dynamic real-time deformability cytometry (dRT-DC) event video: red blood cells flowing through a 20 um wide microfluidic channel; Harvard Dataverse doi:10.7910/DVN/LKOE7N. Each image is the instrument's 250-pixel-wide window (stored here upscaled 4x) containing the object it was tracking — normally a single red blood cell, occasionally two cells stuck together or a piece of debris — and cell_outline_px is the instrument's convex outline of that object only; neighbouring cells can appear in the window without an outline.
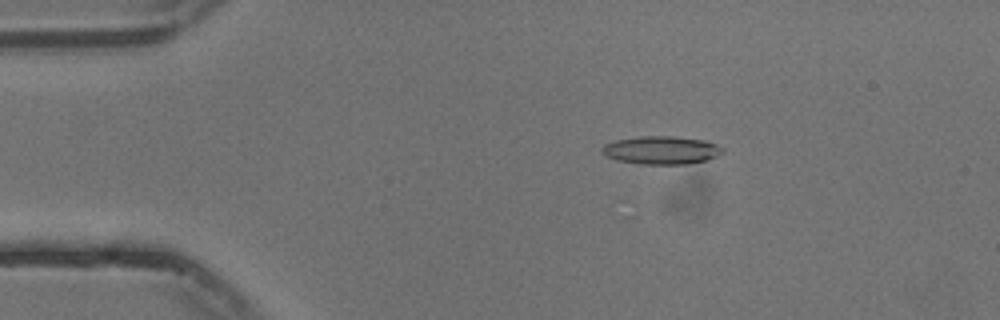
{"species": "common noctule bat (a hibernating species)", "species_latin": "Nyctalus noctula", "temperature_condition": "cold", "stored_images_in_passage": 55, "camera_frame_rate_fps": 3000, "um_per_image_px": 0.085, "animal": {"sex": "male", "body_mass_g": 13.3}, "frame": {"image": 1, "passage_image": 10, "time_ms": 3.0, "image_size_px": [1000, 320], "cell_outline_px": [[724, 152], [708, 160], [688, 164], [640, 164], [616, 160], [608, 156], [600, 148], [604, 144], [616, 140], [640, 136], [672, 136], [704, 140], [716, 144], [724, 148]], "centroid_in_image_um": [56.24, 12.76], "position_along_channel_um": 28.8, "area_um2": 19.77}}
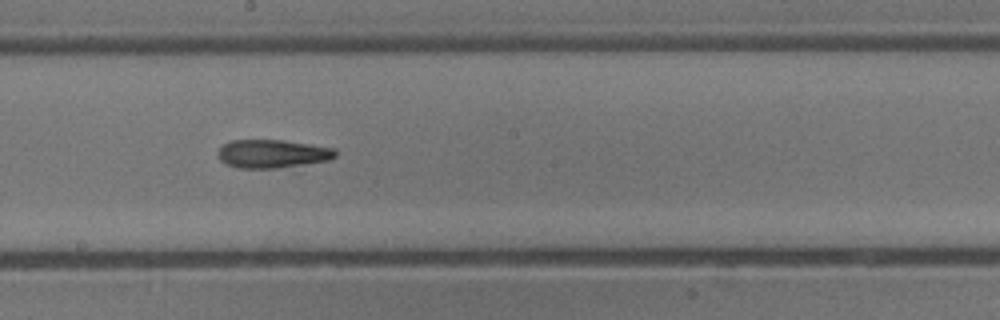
{"frame": {"image": 2, "passage_image": 30, "time_ms": 9.667, "image_size_px": [1000, 320], "cell_outline_px": [[336, 156], [328, 160], [276, 168], [240, 168], [224, 164], [216, 156], [216, 152], [224, 144], [232, 140], [284, 140], [336, 148]], "centroid_in_image_um": [23.11, 13.06], "position_along_channel_um": 225.1, "area_um2": 19.42}}
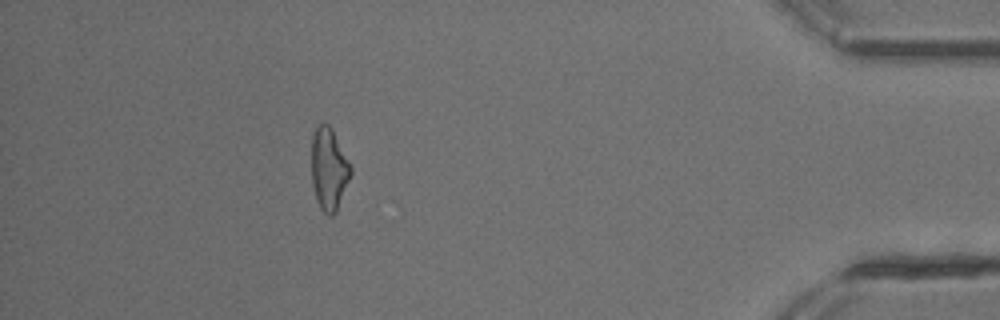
{"frame": {"image": 3, "passage_image": 49, "time_ms": 16.0, "image_size_px": [1000, 320], "cell_outline_px": [[352, 172], [336, 212], [332, 216], [328, 216], [320, 208], [316, 200], [312, 184], [312, 136], [316, 128], [320, 124], [328, 124], [332, 128], [352, 168]], "centroid_in_image_um": [27.95, 14.39], "position_along_channel_um": 407.2, "area_um2": 18.67}}